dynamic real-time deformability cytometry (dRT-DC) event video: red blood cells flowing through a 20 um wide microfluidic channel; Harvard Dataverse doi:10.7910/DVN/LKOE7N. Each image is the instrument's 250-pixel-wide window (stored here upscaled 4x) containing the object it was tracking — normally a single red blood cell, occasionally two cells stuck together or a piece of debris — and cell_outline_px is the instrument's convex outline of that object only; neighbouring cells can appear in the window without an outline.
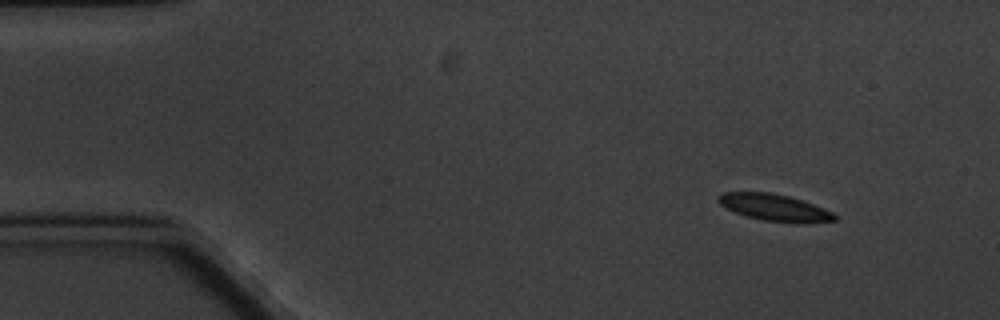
{"species": "common noctule bat (a hibernating species)", "species_latin": "Nyctalus noctula", "temperature_condition": "cold", "stored_images_in_passage": 5, "camera_frame_rate_fps": 3000, "um_per_image_px": 0.085, "animal": {"sex": "male", "body_mass_g": 20.1, "forearm_length_mm": 53.5}, "frame": {"image": 1, "passage_image": 2, "time_ms": 1.0, "image_size_px": [1000, 320], "cell_outline_px": [[840, 216], [836, 220], [808, 224], [796, 224], [764, 220], [744, 216], [724, 208], [716, 200], [716, 196], [720, 192], [772, 192], [788, 196], [824, 208]], "centroid_in_image_um": [65.82, 17.66], "position_along_channel_um": 19.2, "area_um2": 18.67}}
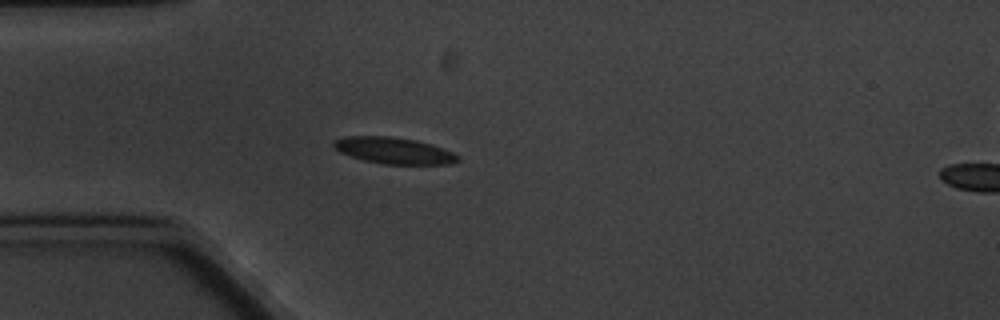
{"frame": {"image": 2, "passage_image": 5, "time_ms": 4.333, "image_size_px": [1000, 320], "cell_outline_px": [[460, 160], [452, 164], [384, 164], [364, 160], [340, 152], [332, 148], [332, 144], [336, 140], [344, 136], [388, 136], [416, 140], [432, 144], [452, 152], [460, 156]], "centroid_in_image_um": [33.49, 12.8], "position_along_channel_um": 51.5, "area_um2": 19.13}}